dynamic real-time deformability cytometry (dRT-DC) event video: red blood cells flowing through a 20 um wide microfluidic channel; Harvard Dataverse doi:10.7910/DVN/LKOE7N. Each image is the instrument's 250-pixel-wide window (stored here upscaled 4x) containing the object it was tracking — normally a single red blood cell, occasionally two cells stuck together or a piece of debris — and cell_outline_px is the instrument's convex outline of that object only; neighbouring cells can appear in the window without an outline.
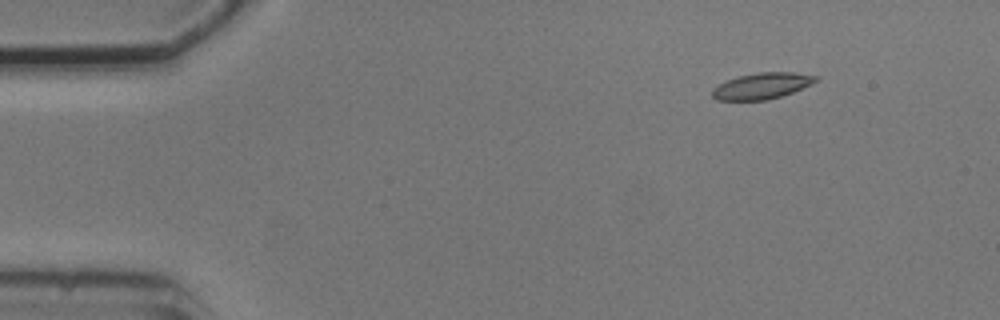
{"species": "common noctule bat (a hibernating species)", "species_latin": "Nyctalus noctula", "temperature_condition": "cold", "stored_images_in_passage": 3, "camera_frame_rate_fps": 3000, "um_per_image_px": 0.085, "animal": {"sex": "male", "body_mass_g": 20.5, "forearm_length_mm": 52.5}, "frame": {"image": 1, "passage_image": 3, "time_ms": 3.0, "image_size_px": [1000, 320], "cell_outline_px": [[820, 80], [812, 84], [792, 92], [780, 96], [764, 100], [716, 100], [712, 96], [712, 88], [728, 80], [740, 76], [756, 72], [796, 72], [820, 76]], "centroid_in_image_um": [64.81, 7.29], "position_along_channel_um": 20.2, "area_um2": 15.78}}